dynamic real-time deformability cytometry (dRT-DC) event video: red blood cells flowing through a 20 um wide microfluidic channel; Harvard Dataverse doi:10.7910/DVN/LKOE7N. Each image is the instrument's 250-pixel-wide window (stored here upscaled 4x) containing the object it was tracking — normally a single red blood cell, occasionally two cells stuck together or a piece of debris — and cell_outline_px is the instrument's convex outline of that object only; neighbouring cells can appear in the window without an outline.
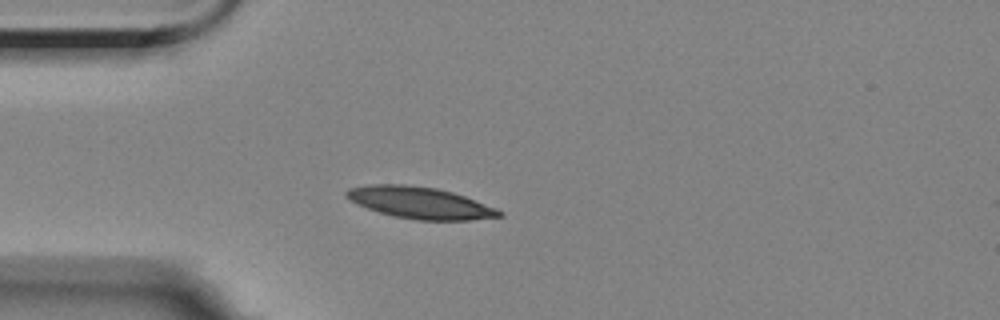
{"species": "Egyptian fruit bat (a non-hibernating species)", "species_latin": "Rousettus aegyptiacus", "temperature_condition": "room temperature", "stored_images_in_passage": 12, "camera_frame_rate_fps": 3000, "um_per_image_px": 0.085, "animal": {"sex": "female"}, "frame": {"image": 1, "passage_image": 7, "time_ms": 2.0, "image_size_px": [1000, 320], "cell_outline_px": [[504, 216], [472, 220], [416, 220], [392, 216], [368, 208], [344, 196], [344, 192], [348, 188], [372, 184], [404, 184], [436, 188], [452, 192], [464, 196], [496, 208], [504, 212]], "centroid_in_image_um": [35.72, 17.24], "position_along_channel_um": 49.3, "area_um2": 28.09}}
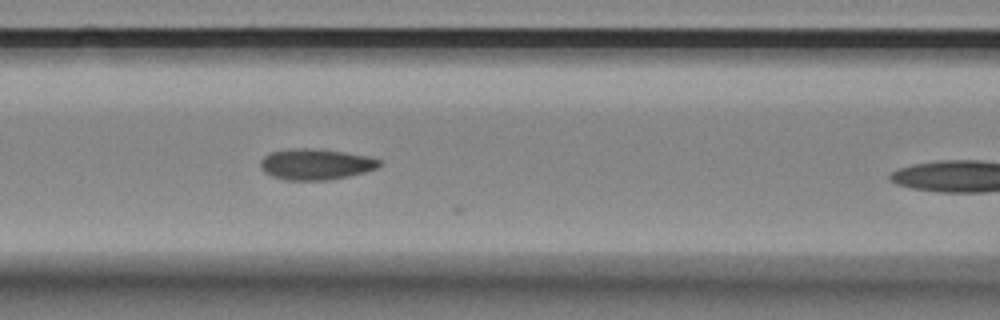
{"frame": {"image": 2, "passage_image": 11, "time_ms": 3.333, "image_size_px": [1000, 320], "cell_outline_px": [[380, 164], [376, 168], [364, 172], [348, 176], [328, 180], [284, 180], [272, 176], [264, 172], [260, 168], [260, 160], [264, 156], [272, 152], [292, 148], [312, 148], [344, 152], [368, 156], [380, 160]], "centroid_in_image_um": [26.8, 13.96], "position_along_channel_um": 139.8, "area_um2": 21.39}}